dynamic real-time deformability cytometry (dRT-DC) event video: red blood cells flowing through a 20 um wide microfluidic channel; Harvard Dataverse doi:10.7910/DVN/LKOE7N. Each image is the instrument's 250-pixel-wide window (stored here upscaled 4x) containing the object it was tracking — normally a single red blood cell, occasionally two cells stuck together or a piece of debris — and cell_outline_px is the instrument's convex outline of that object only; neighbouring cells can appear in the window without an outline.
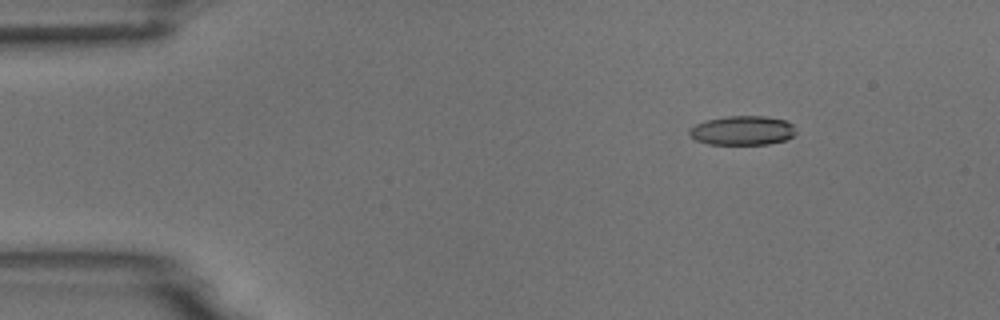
{"species": "common noctule bat (a hibernating species)", "species_latin": "Nyctalus noctula", "temperature_condition": "room temperature", "stored_images_in_passage": 7, "camera_frame_rate_fps": 3000, "um_per_image_px": 0.085, "animal": {"sex": "male", "body_mass_g": 18.8}, "frame": {"image": 1, "passage_image": 2, "time_ms": 1.0, "image_size_px": [1000, 320], "cell_outline_px": [[796, 132], [792, 136], [784, 140], [768, 144], [708, 144], [696, 140], [688, 132], [696, 124], [704, 120], [728, 116], [768, 116], [784, 120], [792, 124], [796, 128]], "centroid_in_image_um": [63.12, 11.08], "position_along_channel_um": 21.9, "area_um2": 18.09}}
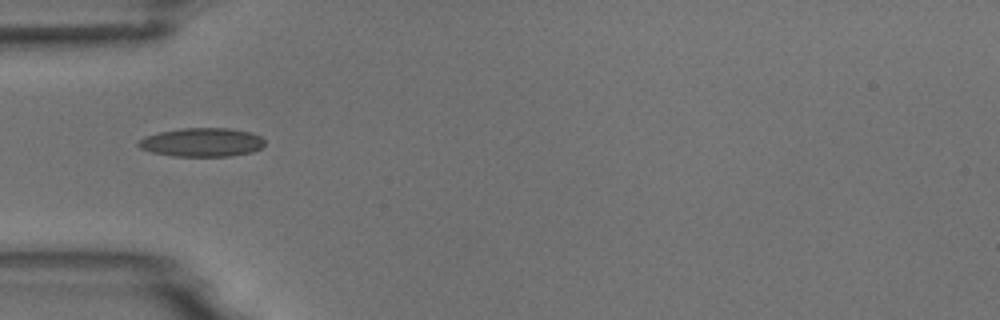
{"frame": {"image": 2, "passage_image": 4, "time_ms": 4.333, "image_size_px": [1000, 320], "cell_outline_px": [[264, 144], [260, 148], [252, 152], [232, 156], [172, 156], [152, 152], [140, 148], [136, 144], [144, 136], [160, 132], [180, 128], [228, 128], [252, 132], [260, 136], [264, 140]], "centroid_in_image_um": [17.16, 12.09], "position_along_channel_um": 67.8, "area_um2": 21.21}}